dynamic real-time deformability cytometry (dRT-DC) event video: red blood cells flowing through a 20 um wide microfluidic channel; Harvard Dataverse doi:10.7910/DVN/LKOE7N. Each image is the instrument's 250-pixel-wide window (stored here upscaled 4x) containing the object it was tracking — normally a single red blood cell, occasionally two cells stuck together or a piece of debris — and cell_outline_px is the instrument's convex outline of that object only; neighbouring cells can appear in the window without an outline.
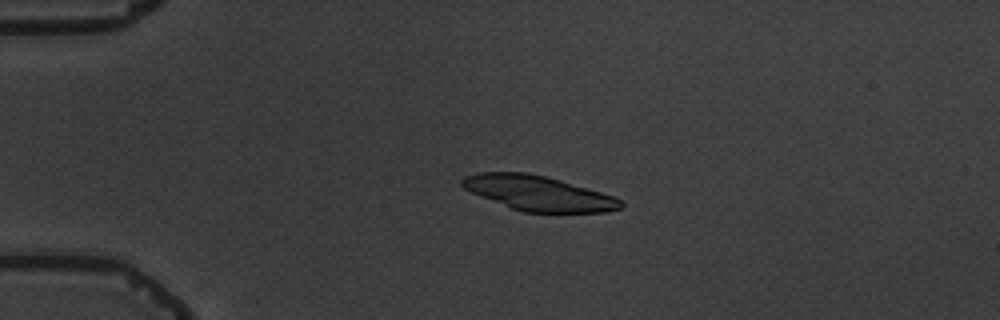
{"species": "common noctule bat (a hibernating species)", "species_latin": "Nyctalus noctula", "temperature_condition": "warm", "stored_images_in_passage": 4, "camera_frame_rate_fps": 3000, "um_per_image_px": 0.085, "animal": {"sex": "male", "body_mass_g": 19.5, "forearm_length_mm": 54.6}, "frame": {"image": 1, "passage_image": 4, "time_ms": 3.333, "image_size_px": [1000, 320], "cell_outline_px": [[624, 208], [604, 212], [524, 212], [512, 208], [480, 196], [464, 188], [460, 184], [460, 180], [464, 176], [480, 172], [528, 172], [560, 180], [600, 192], [612, 196], [620, 200], [624, 204]], "centroid_in_image_um": [45.74, 16.42], "position_along_channel_um": 39.3, "area_um2": 31.91}}